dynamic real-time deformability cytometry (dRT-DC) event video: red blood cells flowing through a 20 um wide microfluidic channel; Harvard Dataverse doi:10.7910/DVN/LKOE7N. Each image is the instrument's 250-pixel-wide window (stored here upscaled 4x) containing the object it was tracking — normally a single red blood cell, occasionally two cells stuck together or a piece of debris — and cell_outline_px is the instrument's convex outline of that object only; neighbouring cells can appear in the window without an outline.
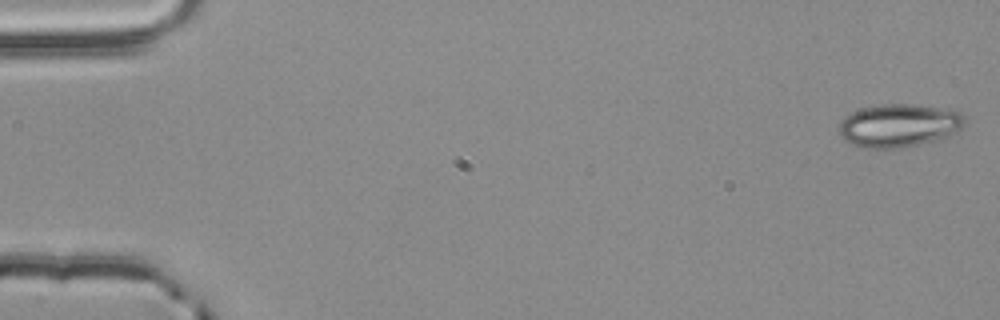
{"species": "common noctule bat (a hibernating species)", "species_latin": "Nyctalus noctula", "temperature_condition": "room temperature", "stored_images_in_passage": 4, "camera_frame_rate_fps": 3000, "um_per_image_px": 0.085, "animal": {"sex": "male", "body_mass_g": 20.4}, "frame": {"image": 1, "passage_image": 1, "time_ms": 0.0, "image_size_px": [1000, 320], "cell_outline_px": [[964, 124], [960, 128], [948, 136], [900, 148], [868, 148], [852, 144], [844, 140], [840, 136], [836, 128], [852, 112], [864, 108], [880, 104], [916, 104], [956, 108], [964, 116]], "centroid_in_image_um": [76.43, 10.64], "position_along_channel_um": 8.6, "area_um2": 31.62}}